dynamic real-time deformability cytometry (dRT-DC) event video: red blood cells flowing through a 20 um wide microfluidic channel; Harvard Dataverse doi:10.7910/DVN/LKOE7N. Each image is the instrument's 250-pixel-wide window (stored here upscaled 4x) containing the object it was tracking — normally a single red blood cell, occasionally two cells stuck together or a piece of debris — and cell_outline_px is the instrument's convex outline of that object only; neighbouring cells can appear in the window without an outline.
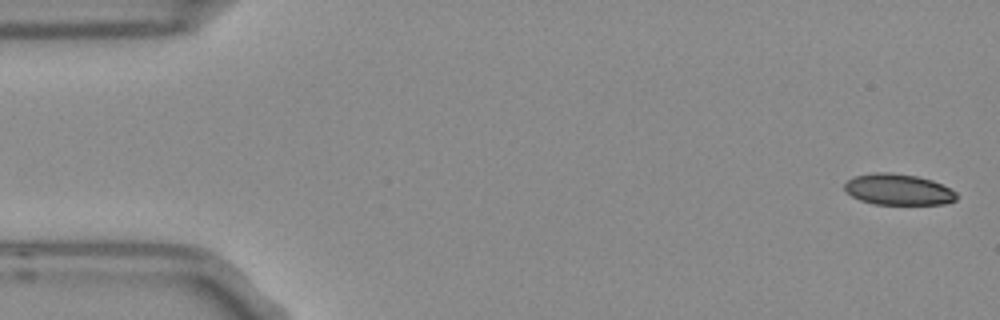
{"species": "Egyptian fruit bat (a non-hibernating species)", "species_latin": "Rousettus aegyptiacus", "temperature_condition": "room temperature", "stored_images_in_passage": 7, "camera_frame_rate_fps": 3000, "um_per_image_px": 0.085, "frame": {"image": 1, "passage_image": 1, "time_ms": 0.0, "image_size_px": [1000, 320], "cell_outline_px": [[956, 200], [944, 204], [876, 204], [860, 200], [852, 196], [844, 188], [844, 184], [848, 180], [856, 176], [872, 172], [888, 172], [916, 176], [932, 180], [956, 192]], "centroid_in_image_um": [76.34, 16.11], "position_along_channel_um": 8.7, "area_um2": 20.06}}
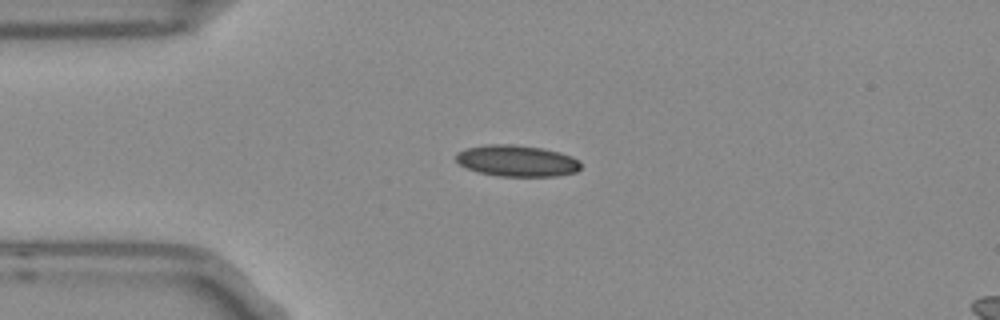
{"frame": {"image": 2, "passage_image": 4, "time_ms": 1.0, "image_size_px": [1000, 320], "cell_outline_px": [[580, 168], [576, 172], [556, 176], [500, 176], [480, 172], [468, 168], [460, 164], [456, 160], [456, 152], [464, 148], [488, 144], [512, 144], [540, 148], [572, 156], [580, 160]], "centroid_in_image_um": [43.92, 13.66], "position_along_channel_um": 41.1, "area_um2": 22.66}}
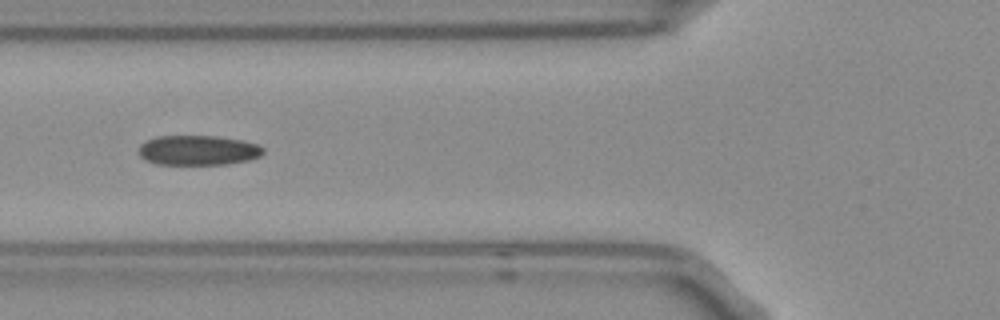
{"frame": {"image": 3, "passage_image": 6, "time_ms": 1.667, "image_size_px": [1000, 320], "cell_outline_px": [[264, 152], [260, 156], [248, 160], [228, 164], [156, 164], [144, 160], [140, 156], [140, 144], [156, 136], [216, 136], [240, 140], [256, 144], [264, 148]], "centroid_in_image_um": [16.83, 12.78], "position_along_channel_um": 109.0, "area_um2": 21.56}}